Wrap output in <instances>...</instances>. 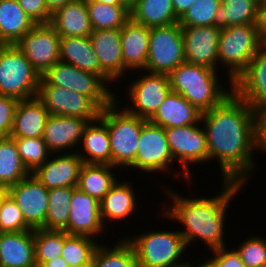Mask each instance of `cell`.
Returning <instances> with one entry per match:
<instances>
[{
	"label": "cell",
	"instance_id": "obj_1",
	"mask_svg": "<svg viewBox=\"0 0 266 267\" xmlns=\"http://www.w3.org/2000/svg\"><path fill=\"white\" fill-rule=\"evenodd\" d=\"M201 124L208 161L217 159L222 180L246 185L257 167L254 151L261 149L260 114L233 92L219 106L202 113Z\"/></svg>",
	"mask_w": 266,
	"mask_h": 267
},
{
	"label": "cell",
	"instance_id": "obj_2",
	"mask_svg": "<svg viewBox=\"0 0 266 267\" xmlns=\"http://www.w3.org/2000/svg\"><path fill=\"white\" fill-rule=\"evenodd\" d=\"M243 185L234 181H223L222 192L208 198L184 197L165 185L164 192L166 190L168 197L170 196L168 199L171 201L170 204L164 203L166 209L162 207L161 215L165 219L178 221L183 225L184 230L179 232L183 236L187 249L190 244L198 240H202L210 251L227 247L224 241L225 233H223L226 230L224 226H226V214L229 211L227 208L238 192L244 188Z\"/></svg>",
	"mask_w": 266,
	"mask_h": 267
},
{
	"label": "cell",
	"instance_id": "obj_3",
	"mask_svg": "<svg viewBox=\"0 0 266 267\" xmlns=\"http://www.w3.org/2000/svg\"><path fill=\"white\" fill-rule=\"evenodd\" d=\"M218 76V70L188 62L168 74L171 90L182 95L201 113L219 106L233 93V87H224L228 84L223 85Z\"/></svg>",
	"mask_w": 266,
	"mask_h": 267
},
{
	"label": "cell",
	"instance_id": "obj_4",
	"mask_svg": "<svg viewBox=\"0 0 266 267\" xmlns=\"http://www.w3.org/2000/svg\"><path fill=\"white\" fill-rule=\"evenodd\" d=\"M119 100L100 111L99 118L107 125L112 154V166L128 170L134 162L142 125L147 119L120 108Z\"/></svg>",
	"mask_w": 266,
	"mask_h": 267
},
{
	"label": "cell",
	"instance_id": "obj_5",
	"mask_svg": "<svg viewBox=\"0 0 266 267\" xmlns=\"http://www.w3.org/2000/svg\"><path fill=\"white\" fill-rule=\"evenodd\" d=\"M263 46L255 24L232 25L221 29L218 66H226L230 87H233L235 80L247 69L251 59Z\"/></svg>",
	"mask_w": 266,
	"mask_h": 267
},
{
	"label": "cell",
	"instance_id": "obj_6",
	"mask_svg": "<svg viewBox=\"0 0 266 267\" xmlns=\"http://www.w3.org/2000/svg\"><path fill=\"white\" fill-rule=\"evenodd\" d=\"M133 236L125 239L134 249L138 267H174L185 262L182 257L187 247L178 230H152Z\"/></svg>",
	"mask_w": 266,
	"mask_h": 267
},
{
	"label": "cell",
	"instance_id": "obj_7",
	"mask_svg": "<svg viewBox=\"0 0 266 267\" xmlns=\"http://www.w3.org/2000/svg\"><path fill=\"white\" fill-rule=\"evenodd\" d=\"M41 75L15 44L0 45V95L18 100L38 95Z\"/></svg>",
	"mask_w": 266,
	"mask_h": 267
},
{
	"label": "cell",
	"instance_id": "obj_8",
	"mask_svg": "<svg viewBox=\"0 0 266 267\" xmlns=\"http://www.w3.org/2000/svg\"><path fill=\"white\" fill-rule=\"evenodd\" d=\"M39 85H56L89 97L101 110L110 106L118 97L111 86L99 76L58 61L42 76ZM118 95V96H117Z\"/></svg>",
	"mask_w": 266,
	"mask_h": 267
},
{
	"label": "cell",
	"instance_id": "obj_9",
	"mask_svg": "<svg viewBox=\"0 0 266 267\" xmlns=\"http://www.w3.org/2000/svg\"><path fill=\"white\" fill-rule=\"evenodd\" d=\"M201 121L197 124H190L183 127L165 128L168 145L173 156V160L179 161L181 173L173 170L175 176H183L186 181H191L192 173L190 167L208 162V149L206 133ZM191 166H190V165Z\"/></svg>",
	"mask_w": 266,
	"mask_h": 267
},
{
	"label": "cell",
	"instance_id": "obj_10",
	"mask_svg": "<svg viewBox=\"0 0 266 267\" xmlns=\"http://www.w3.org/2000/svg\"><path fill=\"white\" fill-rule=\"evenodd\" d=\"M184 62V41L180 24L150 28L145 71L169 74Z\"/></svg>",
	"mask_w": 266,
	"mask_h": 267
},
{
	"label": "cell",
	"instance_id": "obj_11",
	"mask_svg": "<svg viewBox=\"0 0 266 267\" xmlns=\"http://www.w3.org/2000/svg\"><path fill=\"white\" fill-rule=\"evenodd\" d=\"M174 162L165 129L147 120L141 128L136 158L128 168L149 174L168 172L169 175Z\"/></svg>",
	"mask_w": 266,
	"mask_h": 267
},
{
	"label": "cell",
	"instance_id": "obj_12",
	"mask_svg": "<svg viewBox=\"0 0 266 267\" xmlns=\"http://www.w3.org/2000/svg\"><path fill=\"white\" fill-rule=\"evenodd\" d=\"M143 75V76H142ZM138 79H132L128 86V95L131 107L125 110L135 116L149 120L171 91L168 74L152 73L143 70Z\"/></svg>",
	"mask_w": 266,
	"mask_h": 267
},
{
	"label": "cell",
	"instance_id": "obj_13",
	"mask_svg": "<svg viewBox=\"0 0 266 267\" xmlns=\"http://www.w3.org/2000/svg\"><path fill=\"white\" fill-rule=\"evenodd\" d=\"M60 38L50 24H37L15 46L42 76L60 61Z\"/></svg>",
	"mask_w": 266,
	"mask_h": 267
},
{
	"label": "cell",
	"instance_id": "obj_14",
	"mask_svg": "<svg viewBox=\"0 0 266 267\" xmlns=\"http://www.w3.org/2000/svg\"><path fill=\"white\" fill-rule=\"evenodd\" d=\"M37 97L49 115L72 116L94 121L101 109L87 96L56 85H39Z\"/></svg>",
	"mask_w": 266,
	"mask_h": 267
},
{
	"label": "cell",
	"instance_id": "obj_15",
	"mask_svg": "<svg viewBox=\"0 0 266 267\" xmlns=\"http://www.w3.org/2000/svg\"><path fill=\"white\" fill-rule=\"evenodd\" d=\"M9 195L17 203L31 229H45L48 210V189L31 173L9 187Z\"/></svg>",
	"mask_w": 266,
	"mask_h": 267
},
{
	"label": "cell",
	"instance_id": "obj_16",
	"mask_svg": "<svg viewBox=\"0 0 266 267\" xmlns=\"http://www.w3.org/2000/svg\"><path fill=\"white\" fill-rule=\"evenodd\" d=\"M185 62L218 70V42L221 29L212 26L181 27Z\"/></svg>",
	"mask_w": 266,
	"mask_h": 267
},
{
	"label": "cell",
	"instance_id": "obj_17",
	"mask_svg": "<svg viewBox=\"0 0 266 267\" xmlns=\"http://www.w3.org/2000/svg\"><path fill=\"white\" fill-rule=\"evenodd\" d=\"M105 227L101 219L100 202L73 187L69 222L64 231L69 235L88 236L97 240L96 236H103L100 234H103Z\"/></svg>",
	"mask_w": 266,
	"mask_h": 267
},
{
	"label": "cell",
	"instance_id": "obj_18",
	"mask_svg": "<svg viewBox=\"0 0 266 267\" xmlns=\"http://www.w3.org/2000/svg\"><path fill=\"white\" fill-rule=\"evenodd\" d=\"M233 92L258 114L266 110V47L251 59L247 69L233 83Z\"/></svg>",
	"mask_w": 266,
	"mask_h": 267
},
{
	"label": "cell",
	"instance_id": "obj_19",
	"mask_svg": "<svg viewBox=\"0 0 266 267\" xmlns=\"http://www.w3.org/2000/svg\"><path fill=\"white\" fill-rule=\"evenodd\" d=\"M89 122L79 117L49 115L42 138L52 154L69 153L70 148V153L77 152L72 149H78L83 131Z\"/></svg>",
	"mask_w": 266,
	"mask_h": 267
},
{
	"label": "cell",
	"instance_id": "obj_20",
	"mask_svg": "<svg viewBox=\"0 0 266 267\" xmlns=\"http://www.w3.org/2000/svg\"><path fill=\"white\" fill-rule=\"evenodd\" d=\"M52 156V157H51ZM33 174L48 189L76 187L83 165L77 152L52 154Z\"/></svg>",
	"mask_w": 266,
	"mask_h": 267
},
{
	"label": "cell",
	"instance_id": "obj_21",
	"mask_svg": "<svg viewBox=\"0 0 266 267\" xmlns=\"http://www.w3.org/2000/svg\"><path fill=\"white\" fill-rule=\"evenodd\" d=\"M89 37L101 69L116 83L124 80L128 70L123 66L121 28L93 30Z\"/></svg>",
	"mask_w": 266,
	"mask_h": 267
},
{
	"label": "cell",
	"instance_id": "obj_22",
	"mask_svg": "<svg viewBox=\"0 0 266 267\" xmlns=\"http://www.w3.org/2000/svg\"><path fill=\"white\" fill-rule=\"evenodd\" d=\"M150 28L130 19L121 28L123 66L129 71L146 69Z\"/></svg>",
	"mask_w": 266,
	"mask_h": 267
},
{
	"label": "cell",
	"instance_id": "obj_23",
	"mask_svg": "<svg viewBox=\"0 0 266 267\" xmlns=\"http://www.w3.org/2000/svg\"><path fill=\"white\" fill-rule=\"evenodd\" d=\"M60 61L99 75L108 85L113 80L101 69L90 37H61Z\"/></svg>",
	"mask_w": 266,
	"mask_h": 267
},
{
	"label": "cell",
	"instance_id": "obj_24",
	"mask_svg": "<svg viewBox=\"0 0 266 267\" xmlns=\"http://www.w3.org/2000/svg\"><path fill=\"white\" fill-rule=\"evenodd\" d=\"M48 117V111L37 96L19 100L9 137L42 138Z\"/></svg>",
	"mask_w": 266,
	"mask_h": 267
},
{
	"label": "cell",
	"instance_id": "obj_25",
	"mask_svg": "<svg viewBox=\"0 0 266 267\" xmlns=\"http://www.w3.org/2000/svg\"><path fill=\"white\" fill-rule=\"evenodd\" d=\"M0 267H37L34 230L0 233Z\"/></svg>",
	"mask_w": 266,
	"mask_h": 267
},
{
	"label": "cell",
	"instance_id": "obj_26",
	"mask_svg": "<svg viewBox=\"0 0 266 267\" xmlns=\"http://www.w3.org/2000/svg\"><path fill=\"white\" fill-rule=\"evenodd\" d=\"M132 187L131 182L126 180L122 182L118 179L100 201V214L104 226L108 224L107 222L117 223L119 220L122 222L128 217L131 218L137 211L136 191Z\"/></svg>",
	"mask_w": 266,
	"mask_h": 267
},
{
	"label": "cell",
	"instance_id": "obj_27",
	"mask_svg": "<svg viewBox=\"0 0 266 267\" xmlns=\"http://www.w3.org/2000/svg\"><path fill=\"white\" fill-rule=\"evenodd\" d=\"M201 115L202 113L182 95L171 90L149 121L164 129L183 127L199 123Z\"/></svg>",
	"mask_w": 266,
	"mask_h": 267
},
{
	"label": "cell",
	"instance_id": "obj_28",
	"mask_svg": "<svg viewBox=\"0 0 266 267\" xmlns=\"http://www.w3.org/2000/svg\"><path fill=\"white\" fill-rule=\"evenodd\" d=\"M50 25L60 37H89L93 32L84 0H74L56 10Z\"/></svg>",
	"mask_w": 266,
	"mask_h": 267
},
{
	"label": "cell",
	"instance_id": "obj_29",
	"mask_svg": "<svg viewBox=\"0 0 266 267\" xmlns=\"http://www.w3.org/2000/svg\"><path fill=\"white\" fill-rule=\"evenodd\" d=\"M79 146L83 163L112 165L108 128L99 117L86 125Z\"/></svg>",
	"mask_w": 266,
	"mask_h": 267
},
{
	"label": "cell",
	"instance_id": "obj_30",
	"mask_svg": "<svg viewBox=\"0 0 266 267\" xmlns=\"http://www.w3.org/2000/svg\"><path fill=\"white\" fill-rule=\"evenodd\" d=\"M36 25L18 0H0V45L16 44Z\"/></svg>",
	"mask_w": 266,
	"mask_h": 267
},
{
	"label": "cell",
	"instance_id": "obj_31",
	"mask_svg": "<svg viewBox=\"0 0 266 267\" xmlns=\"http://www.w3.org/2000/svg\"><path fill=\"white\" fill-rule=\"evenodd\" d=\"M114 168L120 171L112 165L83 163L76 187L100 202L118 180Z\"/></svg>",
	"mask_w": 266,
	"mask_h": 267
},
{
	"label": "cell",
	"instance_id": "obj_32",
	"mask_svg": "<svg viewBox=\"0 0 266 267\" xmlns=\"http://www.w3.org/2000/svg\"><path fill=\"white\" fill-rule=\"evenodd\" d=\"M131 19L148 28L178 23L172 0H137Z\"/></svg>",
	"mask_w": 266,
	"mask_h": 267
},
{
	"label": "cell",
	"instance_id": "obj_33",
	"mask_svg": "<svg viewBox=\"0 0 266 267\" xmlns=\"http://www.w3.org/2000/svg\"><path fill=\"white\" fill-rule=\"evenodd\" d=\"M257 7L255 0H221L213 25L223 29L232 25L255 24Z\"/></svg>",
	"mask_w": 266,
	"mask_h": 267
},
{
	"label": "cell",
	"instance_id": "obj_34",
	"mask_svg": "<svg viewBox=\"0 0 266 267\" xmlns=\"http://www.w3.org/2000/svg\"><path fill=\"white\" fill-rule=\"evenodd\" d=\"M30 174L18 153L15 140L11 137L0 139V184L10 187Z\"/></svg>",
	"mask_w": 266,
	"mask_h": 267
},
{
	"label": "cell",
	"instance_id": "obj_35",
	"mask_svg": "<svg viewBox=\"0 0 266 267\" xmlns=\"http://www.w3.org/2000/svg\"><path fill=\"white\" fill-rule=\"evenodd\" d=\"M93 30L122 28L130 19V10L124 5L86 1Z\"/></svg>",
	"mask_w": 266,
	"mask_h": 267
},
{
	"label": "cell",
	"instance_id": "obj_36",
	"mask_svg": "<svg viewBox=\"0 0 266 267\" xmlns=\"http://www.w3.org/2000/svg\"><path fill=\"white\" fill-rule=\"evenodd\" d=\"M119 241L112 247L103 243L99 244L91 267H138L132 245L123 237Z\"/></svg>",
	"mask_w": 266,
	"mask_h": 267
},
{
	"label": "cell",
	"instance_id": "obj_37",
	"mask_svg": "<svg viewBox=\"0 0 266 267\" xmlns=\"http://www.w3.org/2000/svg\"><path fill=\"white\" fill-rule=\"evenodd\" d=\"M72 195L73 187H59L48 190L45 229L65 230L67 228Z\"/></svg>",
	"mask_w": 266,
	"mask_h": 267
},
{
	"label": "cell",
	"instance_id": "obj_38",
	"mask_svg": "<svg viewBox=\"0 0 266 267\" xmlns=\"http://www.w3.org/2000/svg\"><path fill=\"white\" fill-rule=\"evenodd\" d=\"M98 240L88 236L69 235L64 231V245L61 257L68 265L78 267H91L92 259L97 246Z\"/></svg>",
	"mask_w": 266,
	"mask_h": 267
},
{
	"label": "cell",
	"instance_id": "obj_39",
	"mask_svg": "<svg viewBox=\"0 0 266 267\" xmlns=\"http://www.w3.org/2000/svg\"><path fill=\"white\" fill-rule=\"evenodd\" d=\"M64 245V230L34 229V252L37 267L46 261L61 256Z\"/></svg>",
	"mask_w": 266,
	"mask_h": 267
},
{
	"label": "cell",
	"instance_id": "obj_40",
	"mask_svg": "<svg viewBox=\"0 0 266 267\" xmlns=\"http://www.w3.org/2000/svg\"><path fill=\"white\" fill-rule=\"evenodd\" d=\"M18 153L26 166L33 173L52 155L43 138H13Z\"/></svg>",
	"mask_w": 266,
	"mask_h": 267
},
{
	"label": "cell",
	"instance_id": "obj_41",
	"mask_svg": "<svg viewBox=\"0 0 266 267\" xmlns=\"http://www.w3.org/2000/svg\"><path fill=\"white\" fill-rule=\"evenodd\" d=\"M221 0H196L179 19L181 27L212 26Z\"/></svg>",
	"mask_w": 266,
	"mask_h": 267
},
{
	"label": "cell",
	"instance_id": "obj_42",
	"mask_svg": "<svg viewBox=\"0 0 266 267\" xmlns=\"http://www.w3.org/2000/svg\"><path fill=\"white\" fill-rule=\"evenodd\" d=\"M234 249L247 267H266V238L253 235Z\"/></svg>",
	"mask_w": 266,
	"mask_h": 267
},
{
	"label": "cell",
	"instance_id": "obj_43",
	"mask_svg": "<svg viewBox=\"0 0 266 267\" xmlns=\"http://www.w3.org/2000/svg\"><path fill=\"white\" fill-rule=\"evenodd\" d=\"M31 229L14 199L8 195L0 209V233L23 232Z\"/></svg>",
	"mask_w": 266,
	"mask_h": 267
},
{
	"label": "cell",
	"instance_id": "obj_44",
	"mask_svg": "<svg viewBox=\"0 0 266 267\" xmlns=\"http://www.w3.org/2000/svg\"><path fill=\"white\" fill-rule=\"evenodd\" d=\"M18 102V99L0 95V139L10 136Z\"/></svg>",
	"mask_w": 266,
	"mask_h": 267
},
{
	"label": "cell",
	"instance_id": "obj_45",
	"mask_svg": "<svg viewBox=\"0 0 266 267\" xmlns=\"http://www.w3.org/2000/svg\"><path fill=\"white\" fill-rule=\"evenodd\" d=\"M20 7L36 24H50L52 13L45 0H18Z\"/></svg>",
	"mask_w": 266,
	"mask_h": 267
},
{
	"label": "cell",
	"instance_id": "obj_46",
	"mask_svg": "<svg viewBox=\"0 0 266 267\" xmlns=\"http://www.w3.org/2000/svg\"><path fill=\"white\" fill-rule=\"evenodd\" d=\"M232 249V250H230ZM226 247L212 250V255L210 256L218 267H247L240 259L239 254L235 249Z\"/></svg>",
	"mask_w": 266,
	"mask_h": 267
},
{
	"label": "cell",
	"instance_id": "obj_47",
	"mask_svg": "<svg viewBox=\"0 0 266 267\" xmlns=\"http://www.w3.org/2000/svg\"><path fill=\"white\" fill-rule=\"evenodd\" d=\"M255 26L260 41L264 44L266 42V3L258 4Z\"/></svg>",
	"mask_w": 266,
	"mask_h": 267
},
{
	"label": "cell",
	"instance_id": "obj_48",
	"mask_svg": "<svg viewBox=\"0 0 266 267\" xmlns=\"http://www.w3.org/2000/svg\"><path fill=\"white\" fill-rule=\"evenodd\" d=\"M196 0H172L176 17L180 19Z\"/></svg>",
	"mask_w": 266,
	"mask_h": 267
},
{
	"label": "cell",
	"instance_id": "obj_49",
	"mask_svg": "<svg viewBox=\"0 0 266 267\" xmlns=\"http://www.w3.org/2000/svg\"><path fill=\"white\" fill-rule=\"evenodd\" d=\"M261 150L266 152V110L260 114Z\"/></svg>",
	"mask_w": 266,
	"mask_h": 267
},
{
	"label": "cell",
	"instance_id": "obj_50",
	"mask_svg": "<svg viewBox=\"0 0 266 267\" xmlns=\"http://www.w3.org/2000/svg\"><path fill=\"white\" fill-rule=\"evenodd\" d=\"M74 0H45L46 5L51 13H54L61 7H64L67 3H70Z\"/></svg>",
	"mask_w": 266,
	"mask_h": 267
},
{
	"label": "cell",
	"instance_id": "obj_51",
	"mask_svg": "<svg viewBox=\"0 0 266 267\" xmlns=\"http://www.w3.org/2000/svg\"><path fill=\"white\" fill-rule=\"evenodd\" d=\"M68 263L64 260L63 257H58L55 259H51L46 261L41 267H67Z\"/></svg>",
	"mask_w": 266,
	"mask_h": 267
},
{
	"label": "cell",
	"instance_id": "obj_52",
	"mask_svg": "<svg viewBox=\"0 0 266 267\" xmlns=\"http://www.w3.org/2000/svg\"><path fill=\"white\" fill-rule=\"evenodd\" d=\"M9 195V187L0 184V209L2 206L3 201Z\"/></svg>",
	"mask_w": 266,
	"mask_h": 267
},
{
	"label": "cell",
	"instance_id": "obj_53",
	"mask_svg": "<svg viewBox=\"0 0 266 267\" xmlns=\"http://www.w3.org/2000/svg\"><path fill=\"white\" fill-rule=\"evenodd\" d=\"M194 267H218V266L215 263V261L211 257H209L207 261L199 263L198 265Z\"/></svg>",
	"mask_w": 266,
	"mask_h": 267
},
{
	"label": "cell",
	"instance_id": "obj_54",
	"mask_svg": "<svg viewBox=\"0 0 266 267\" xmlns=\"http://www.w3.org/2000/svg\"><path fill=\"white\" fill-rule=\"evenodd\" d=\"M87 1H97L100 3H106L111 5H123L120 0H87Z\"/></svg>",
	"mask_w": 266,
	"mask_h": 267
},
{
	"label": "cell",
	"instance_id": "obj_55",
	"mask_svg": "<svg viewBox=\"0 0 266 267\" xmlns=\"http://www.w3.org/2000/svg\"><path fill=\"white\" fill-rule=\"evenodd\" d=\"M137 0H120V2L126 6L129 10H131L135 3H136Z\"/></svg>",
	"mask_w": 266,
	"mask_h": 267
},
{
	"label": "cell",
	"instance_id": "obj_56",
	"mask_svg": "<svg viewBox=\"0 0 266 267\" xmlns=\"http://www.w3.org/2000/svg\"><path fill=\"white\" fill-rule=\"evenodd\" d=\"M174 267H194L192 264H190V261L189 262H184L180 265H177V266H174Z\"/></svg>",
	"mask_w": 266,
	"mask_h": 267
},
{
	"label": "cell",
	"instance_id": "obj_57",
	"mask_svg": "<svg viewBox=\"0 0 266 267\" xmlns=\"http://www.w3.org/2000/svg\"><path fill=\"white\" fill-rule=\"evenodd\" d=\"M257 2V4H263L266 3V0H255Z\"/></svg>",
	"mask_w": 266,
	"mask_h": 267
},
{
	"label": "cell",
	"instance_id": "obj_58",
	"mask_svg": "<svg viewBox=\"0 0 266 267\" xmlns=\"http://www.w3.org/2000/svg\"><path fill=\"white\" fill-rule=\"evenodd\" d=\"M67 267H78V266L68 265Z\"/></svg>",
	"mask_w": 266,
	"mask_h": 267
}]
</instances>
